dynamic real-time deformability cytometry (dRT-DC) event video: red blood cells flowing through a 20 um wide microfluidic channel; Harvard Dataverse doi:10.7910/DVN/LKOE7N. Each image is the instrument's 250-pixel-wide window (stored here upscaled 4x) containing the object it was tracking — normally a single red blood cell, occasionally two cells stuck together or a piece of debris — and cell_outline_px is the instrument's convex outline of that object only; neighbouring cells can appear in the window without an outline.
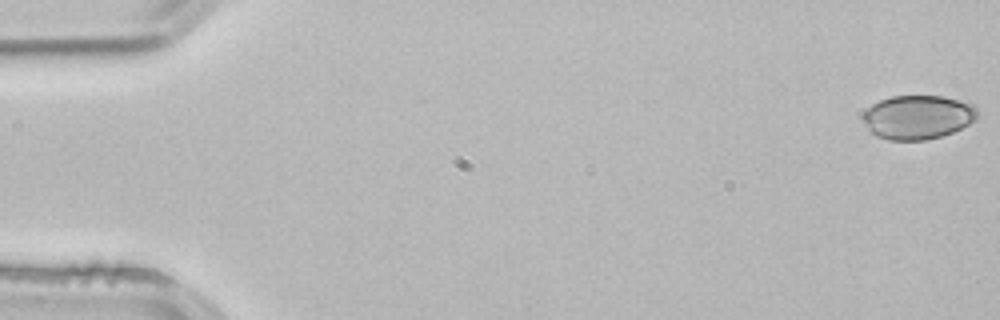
{"species": "common noctule bat (a hibernating species)", "species_latin": "Nyctalus noctula", "temperature_condition": "room temperature", "stored_images_in_passage": 4, "camera_frame_rate_fps": 3000, "um_per_image_px": 0.085, "animal": {"sex": "male", "body_mass_g": 21.5, "forearm_length_mm": 52.0}, "frame": {"image": 1, "passage_image": 1, "time_ms": 0.0, "image_size_px": [1000, 320], "cell_outline_px": [[976, 120], [952, 132], [940, 136], [924, 140], [888, 140], [876, 136], [864, 124], [860, 116], [872, 104], [880, 100], [892, 96], [944, 96], [972, 104], [976, 108]], "centroid_in_image_um": [77.97, 9.95], "position_along_channel_um": 7.0, "area_um2": 29.25}}
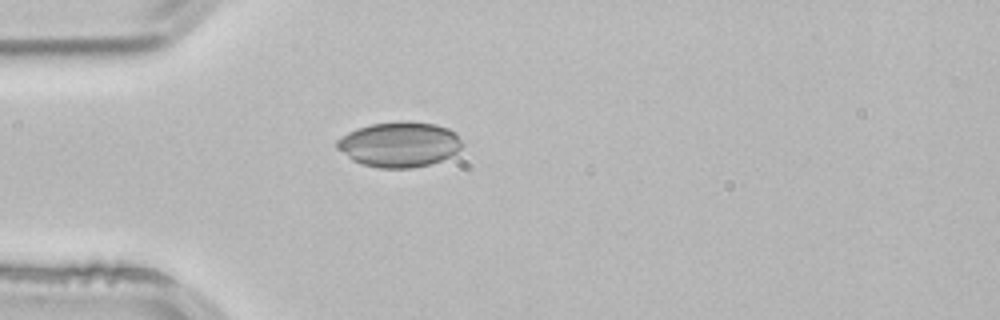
{"frame": {"image": 2, "passage_image": 4, "time_ms": 1.0, "image_size_px": [1000, 320], "cell_outline_px": [[460, 148], [456, 152], [432, 164], [412, 168], [380, 168], [360, 164], [352, 160], [336, 148], [336, 140], [348, 132], [356, 128], [372, 124], [396, 120], [404, 120], [436, 124], [448, 128], [456, 132], [460, 140]], "centroid_in_image_um": [33.91, 12.26], "position_along_channel_um": 51.1, "area_um2": 33.18}}